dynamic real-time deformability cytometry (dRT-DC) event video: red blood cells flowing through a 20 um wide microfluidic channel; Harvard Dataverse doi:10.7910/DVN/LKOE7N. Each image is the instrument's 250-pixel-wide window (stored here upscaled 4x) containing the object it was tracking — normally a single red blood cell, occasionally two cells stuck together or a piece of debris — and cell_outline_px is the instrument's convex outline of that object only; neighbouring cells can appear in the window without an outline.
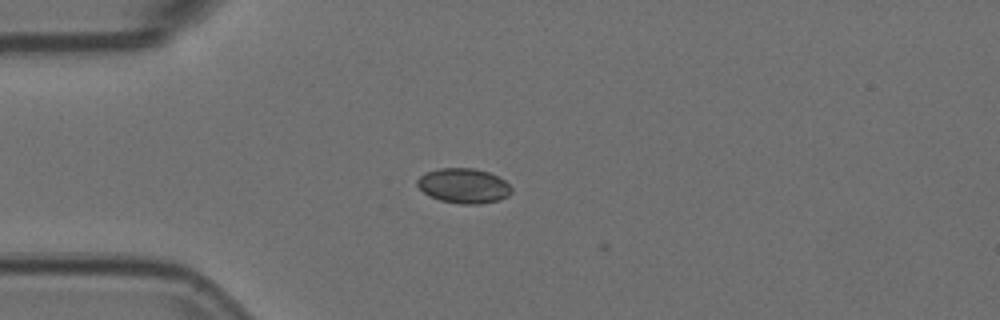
{"species": "Egyptian fruit bat (a non-hibernating species)", "species_latin": "Rousettus aegyptiacus", "temperature_condition": "room temperature", "stored_images_in_passage": 6, "camera_frame_rate_fps": 3000, "um_per_image_px": 0.085, "animal": {"sex": "female"}, "frame": {"image": 1, "passage_image": 3, "time_ms": 0.667, "image_size_px": [1000, 320], "cell_outline_px": [[512, 192], [508, 196], [500, 200], [480, 204], [460, 204], [440, 200], [428, 196], [416, 184], [416, 180], [420, 176], [428, 172], [440, 168], [472, 168], [488, 172], [504, 180], [512, 188]], "centroid_in_image_um": [39.41, 15.8], "position_along_channel_um": 45.6, "area_um2": 19.13}}